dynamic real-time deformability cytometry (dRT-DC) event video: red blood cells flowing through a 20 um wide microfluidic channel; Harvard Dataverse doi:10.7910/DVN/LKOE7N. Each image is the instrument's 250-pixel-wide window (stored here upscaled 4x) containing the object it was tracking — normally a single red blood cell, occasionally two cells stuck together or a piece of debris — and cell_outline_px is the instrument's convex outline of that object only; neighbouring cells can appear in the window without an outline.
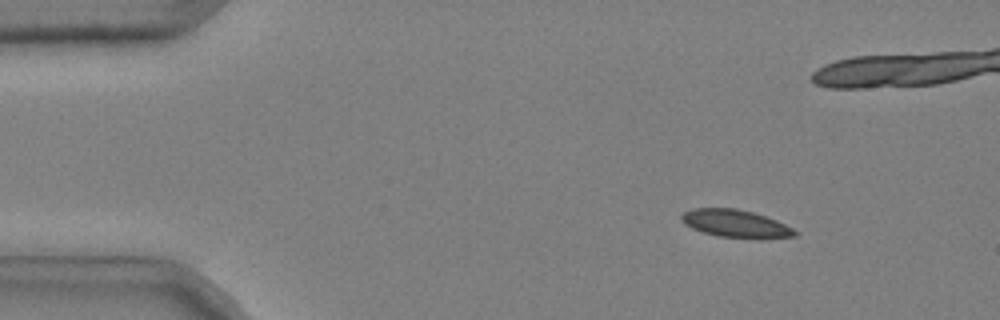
{"species": "common noctule bat (a hibernating species)", "species_latin": "Nyctalus noctula", "temperature_condition": "cold", "stored_images_in_passage": 44, "camera_frame_rate_fps": 3000, "um_per_image_px": 0.085, "animal": {"sex": "male", "body_mass_g": 20.4}, "frame": {"image": 1, "passage_image": 7, "time_ms": 2.0, "image_size_px": [1000, 320], "cell_outline_px": [[796, 236], [760, 240], [716, 236], [692, 228], [684, 224], [680, 220], [680, 216], [684, 212], [692, 208], [736, 208], [752, 212], [776, 220], [792, 228], [796, 232]], "centroid_in_image_um": [62.52, 19.03], "position_along_channel_um": 22.5, "area_um2": 18.55}}
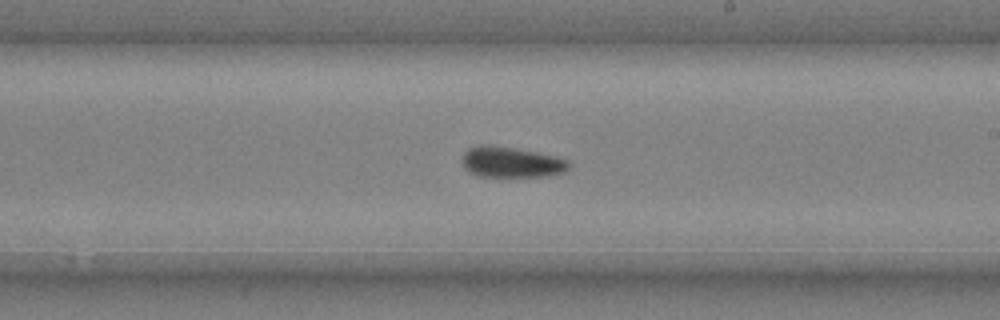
{"frame": {"image": 2, "passage_image": 31, "time_ms": 10.0, "image_size_px": [1000, 320], "cell_outline_px": [[572, 164], [564, 172], [540, 176], [476, 176], [468, 172], [464, 168], [464, 152], [468, 148], [480, 144], [488, 144], [536, 152], [556, 156], [568, 160]], "centroid_in_image_um": [43.45, 13.78], "position_along_channel_um": 245.6, "area_um2": 18.96}}
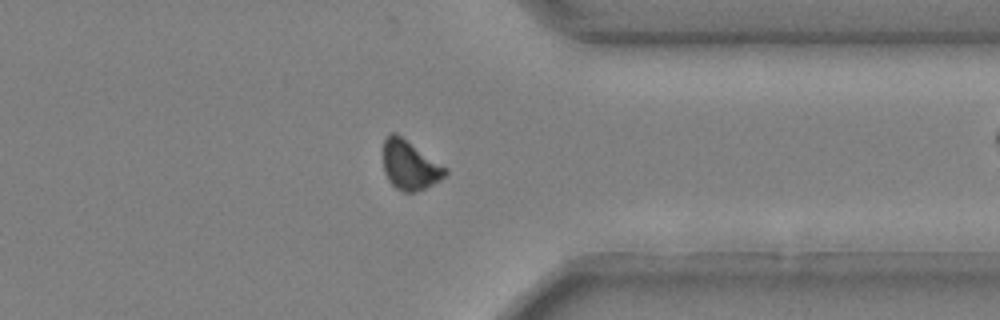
{"frame": {"image": 3, "passage_image": 42, "time_ms": 13.667, "image_size_px": [1000, 320], "cell_outline_px": [[448, 172], [440, 180], [416, 192], [404, 192], [396, 188], [388, 180], [384, 172], [384, 140], [392, 132], [396, 132], [448, 168]], "centroid_in_image_um": [34.84, 14.04], "position_along_channel_um": 376.6, "area_um2": 17.74}}